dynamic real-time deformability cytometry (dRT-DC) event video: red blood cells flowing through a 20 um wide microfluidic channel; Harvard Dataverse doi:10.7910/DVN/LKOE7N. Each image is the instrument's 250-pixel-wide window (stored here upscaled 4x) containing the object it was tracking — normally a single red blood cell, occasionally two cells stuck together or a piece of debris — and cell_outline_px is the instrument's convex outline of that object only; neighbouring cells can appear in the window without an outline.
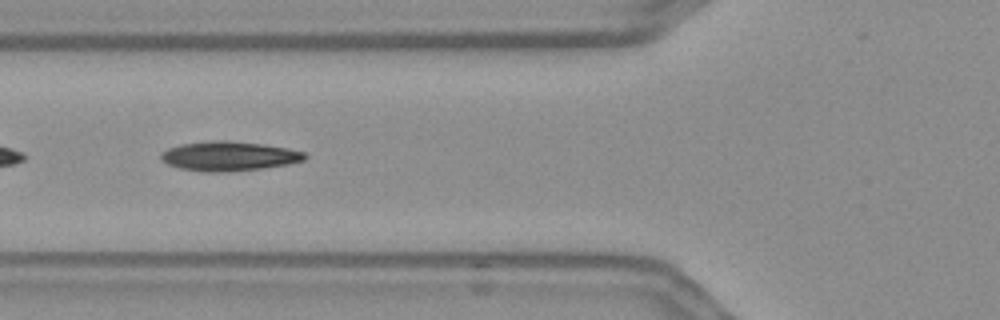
{"species": "Egyptian fruit bat (a non-hibernating species)", "species_latin": "Rousettus aegyptiacus", "temperature_condition": "warm", "stored_images_in_passage": 55, "camera_frame_rate_fps": 3000, "um_per_image_px": 0.085, "frame": {"image": 1, "passage_image": 20, "time_ms": 6.333, "image_size_px": [1000, 320], "cell_outline_px": [[308, 156], [304, 160], [288, 164], [264, 168], [228, 172], [204, 172], [180, 168], [168, 164], [160, 160], [160, 156], [168, 148], [180, 144], [212, 140], [224, 140], [264, 144], [288, 148], [304, 152]], "centroid_in_image_um": [19.47, 13.27], "position_along_channel_um": 106.3, "area_um2": 24.8}}
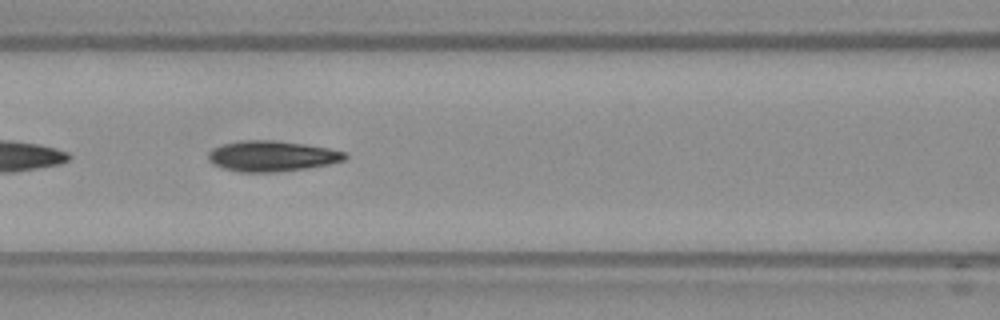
{"frame": {"image": 2, "passage_image": 23, "time_ms": 7.333, "image_size_px": [1000, 320], "cell_outline_px": [[348, 156], [344, 160], [328, 164], [308, 168], [276, 172], [240, 172], [224, 168], [212, 164], [208, 160], [208, 152], [212, 148], [224, 144], [240, 140], [272, 140], [304, 144], [328, 148], [348, 152]], "centroid_in_image_um": [23.11, 13.27], "position_along_channel_um": 143.5, "area_um2": 24.45}}
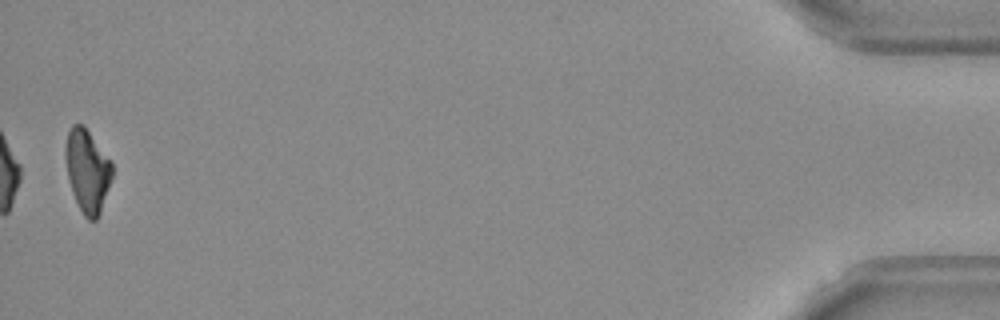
{"frame": {"image": 3, "passage_image": 54, "time_ms": 17.667, "image_size_px": [1000, 320], "cell_outline_px": [[112, 176], [100, 212], [96, 220], [88, 220], [84, 216], [72, 192], [68, 180], [64, 156], [64, 148], [68, 132], [72, 124], [84, 124], [112, 160]], "centroid_in_image_um": [7.41, 14.46], "position_along_channel_um": 427.8, "area_um2": 22.77}, "authors_computed_cell_mechanics": {"area_um2": 24.565, "velocity_mm_per_s": 3.6594, "shape_relaxation_time_tau1_ms": 4.9415, "shape_relaxation_time_tau2_ms": 7.2017, "deformation_change_tau1": 0.1737, "deformation_change_tau2": 0.1307}}